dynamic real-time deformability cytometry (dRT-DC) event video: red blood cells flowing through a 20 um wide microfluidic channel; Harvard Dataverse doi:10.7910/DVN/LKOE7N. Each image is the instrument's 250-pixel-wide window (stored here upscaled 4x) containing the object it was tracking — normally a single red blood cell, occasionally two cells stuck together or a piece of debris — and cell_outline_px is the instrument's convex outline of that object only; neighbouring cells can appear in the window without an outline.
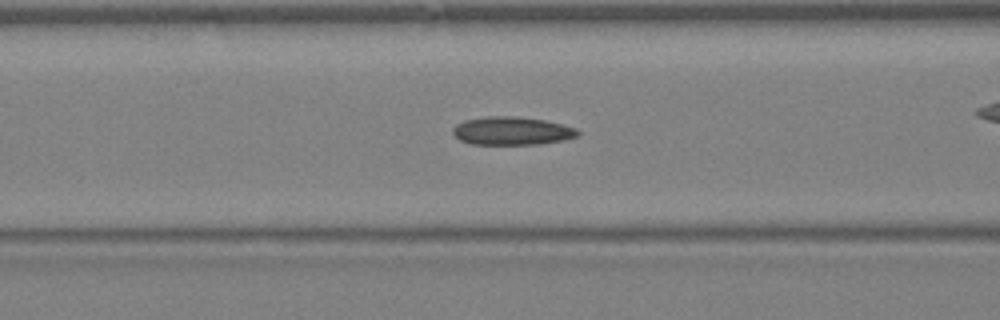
{"species": "Egyptian fruit bat (a non-hibernating species)", "species_latin": "Rousettus aegyptiacus", "temperature_condition": "warm", "stored_images_in_passage": 34, "camera_frame_rate_fps": 3000, "um_per_image_px": 0.085, "animal": {"sex": "female"}, "frame": {"image": 1, "passage_image": 15, "time_ms": 4.667, "image_size_px": [1000, 320], "cell_outline_px": [[580, 136], [564, 140], [540, 144], [472, 144], [460, 140], [452, 132], [452, 128], [456, 124], [464, 120], [484, 116], [516, 116], [544, 120], [576, 128], [580, 132]], "centroid_in_image_um": [43.51, 11.12], "position_along_channel_um": 123.1, "area_um2": 20.63}}
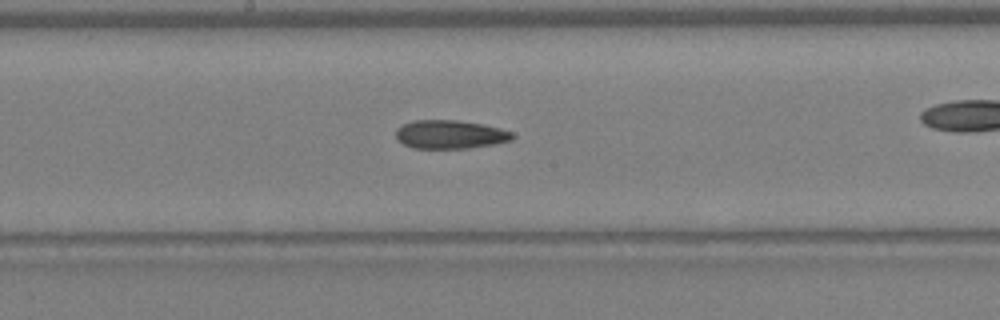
{"frame": {"image": 2, "passage_image": 20, "time_ms": 6.333, "image_size_px": [1000, 320], "cell_outline_px": [[516, 136], [512, 140], [492, 144], [468, 148], [412, 148], [396, 140], [396, 128], [400, 124], [412, 120], [456, 120], [484, 124], [500, 128], [512, 132]], "centroid_in_image_um": [38.23, 11.41], "position_along_channel_um": 210.0, "area_um2": 19.59}}
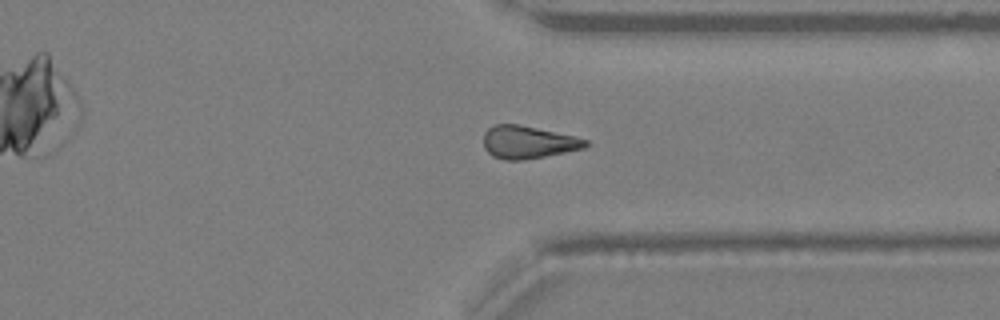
{"frame": {"image": 3, "passage_image": 29, "time_ms": 9.333, "image_size_px": [1000, 320], "cell_outline_px": [[588, 144], [584, 148], [544, 156], [520, 160], [504, 160], [492, 156], [484, 148], [484, 132], [488, 128], [496, 124], [520, 124], [576, 136], [588, 140]], "centroid_in_image_um": [44.87, 12.07], "position_along_channel_um": 366.5, "area_um2": 19.42}}